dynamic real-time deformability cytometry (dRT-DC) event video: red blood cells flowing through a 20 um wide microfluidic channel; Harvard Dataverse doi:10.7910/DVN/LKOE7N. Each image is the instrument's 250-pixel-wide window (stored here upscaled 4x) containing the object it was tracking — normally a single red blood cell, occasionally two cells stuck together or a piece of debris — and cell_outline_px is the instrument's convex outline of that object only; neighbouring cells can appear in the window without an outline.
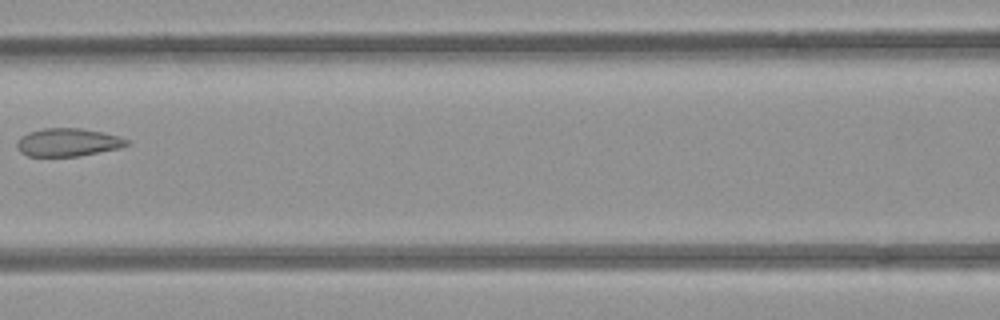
{"species": "common noctule bat (a hibernating species)", "species_latin": "Nyctalus noctula", "temperature_condition": "room temperature", "stored_images_in_passage": 4, "camera_frame_rate_fps": 3000, "um_per_image_px": 0.085, "animal": {"sex": "female", "body_mass_g": 21.9}, "frame": {"image": 1, "passage_image": 3, "time_ms": 2.333, "image_size_px": [1000, 320], "cell_outline_px": [[128, 144], [120, 148], [80, 156], [28, 156], [20, 152], [16, 148], [16, 140], [20, 136], [28, 132], [44, 128], [80, 128], [104, 132], [120, 136], [128, 140]], "centroid_in_image_um": [5.74, 12.09], "position_along_channel_um": 160.9, "area_um2": 18.15}}
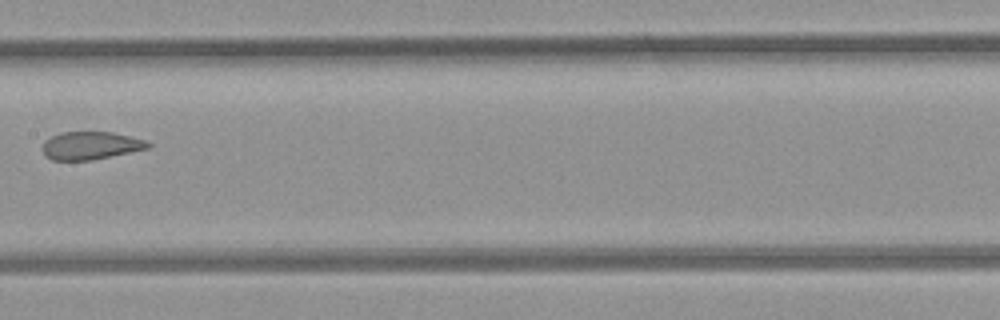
{"frame": {"image": 2, "passage_image": 4, "time_ms": 3.333, "image_size_px": [1000, 320], "cell_outline_px": [[152, 144], [148, 148], [92, 160], [52, 160], [44, 152], [44, 140], [60, 132], [112, 132], [148, 140]], "centroid_in_image_um": [7.74, 12.36], "position_along_channel_um": 199.7, "area_um2": 16.99}}